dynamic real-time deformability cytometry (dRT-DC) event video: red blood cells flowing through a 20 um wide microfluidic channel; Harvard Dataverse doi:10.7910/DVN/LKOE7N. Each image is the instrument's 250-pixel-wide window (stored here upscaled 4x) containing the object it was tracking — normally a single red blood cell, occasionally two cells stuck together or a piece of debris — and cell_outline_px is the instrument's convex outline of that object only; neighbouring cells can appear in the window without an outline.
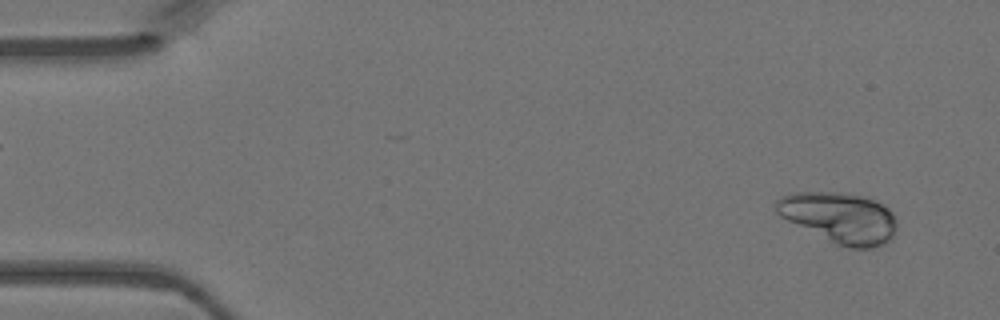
{"species": "Egyptian fruit bat (a non-hibernating species)", "species_latin": "Rousettus aegyptiacus", "temperature_condition": "warm", "stored_images_in_passage": 46, "camera_frame_rate_fps": 3000, "um_per_image_px": 0.085, "animal": {"sex": "female"}, "frame": {"image": 1, "passage_image": 3, "time_ms": 0.667, "image_size_px": [1000, 320], "cell_outline_px": [[896, 228], [892, 240], [872, 248], [848, 248], [836, 244], [780, 216], [776, 212], [772, 204], [780, 196], [792, 192], [840, 192], [868, 196], [884, 204], [896, 216]], "centroid_in_image_um": [71.38, 18.48], "position_along_channel_um": 13.6, "area_um2": 36.07}}
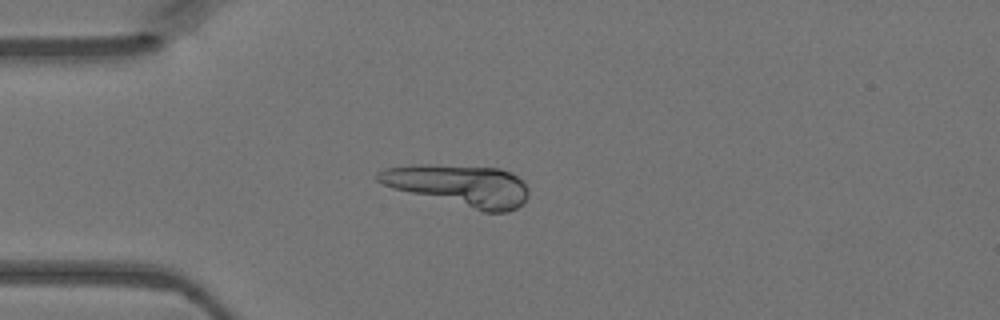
{"frame": {"image": 2, "passage_image": 12, "time_ms": 3.667, "image_size_px": [1000, 320], "cell_outline_px": [[528, 196], [516, 208], [508, 212], [484, 212], [392, 188], [376, 180], [376, 172], [384, 168], [412, 164], [428, 164], [500, 168], [512, 172], [524, 180], [528, 188]], "centroid_in_image_um": [39.05, 15.75], "position_along_channel_um": 46.0, "area_um2": 36.59}}